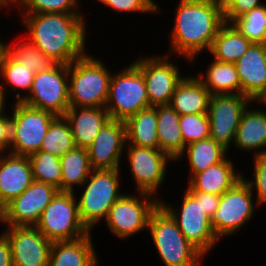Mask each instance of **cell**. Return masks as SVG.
<instances>
[{"label":"cell","mask_w":266,"mask_h":266,"mask_svg":"<svg viewBox=\"0 0 266 266\" xmlns=\"http://www.w3.org/2000/svg\"><path fill=\"white\" fill-rule=\"evenodd\" d=\"M36 181L56 187L61 191L62 164L60 158L39 150L28 156Z\"/></svg>","instance_id":"obj_35"},{"label":"cell","mask_w":266,"mask_h":266,"mask_svg":"<svg viewBox=\"0 0 266 266\" xmlns=\"http://www.w3.org/2000/svg\"><path fill=\"white\" fill-rule=\"evenodd\" d=\"M253 101L243 94L211 95L208 107L210 137L230 151L244 110Z\"/></svg>","instance_id":"obj_15"},{"label":"cell","mask_w":266,"mask_h":266,"mask_svg":"<svg viewBox=\"0 0 266 266\" xmlns=\"http://www.w3.org/2000/svg\"><path fill=\"white\" fill-rule=\"evenodd\" d=\"M252 42L233 24L224 23L213 40L210 53L214 60L235 63L248 50Z\"/></svg>","instance_id":"obj_30"},{"label":"cell","mask_w":266,"mask_h":266,"mask_svg":"<svg viewBox=\"0 0 266 266\" xmlns=\"http://www.w3.org/2000/svg\"><path fill=\"white\" fill-rule=\"evenodd\" d=\"M148 231L165 266H200L203 263L204 256L185 238L160 203L150 215Z\"/></svg>","instance_id":"obj_4"},{"label":"cell","mask_w":266,"mask_h":266,"mask_svg":"<svg viewBox=\"0 0 266 266\" xmlns=\"http://www.w3.org/2000/svg\"><path fill=\"white\" fill-rule=\"evenodd\" d=\"M170 31V52L194 63L210 50L219 28L225 23L222 0H179Z\"/></svg>","instance_id":"obj_2"},{"label":"cell","mask_w":266,"mask_h":266,"mask_svg":"<svg viewBox=\"0 0 266 266\" xmlns=\"http://www.w3.org/2000/svg\"><path fill=\"white\" fill-rule=\"evenodd\" d=\"M34 181L28 156L0 154V211Z\"/></svg>","instance_id":"obj_20"},{"label":"cell","mask_w":266,"mask_h":266,"mask_svg":"<svg viewBox=\"0 0 266 266\" xmlns=\"http://www.w3.org/2000/svg\"><path fill=\"white\" fill-rule=\"evenodd\" d=\"M12 104L9 152L29 156L40 150L47 129L57 116L21 101Z\"/></svg>","instance_id":"obj_9"},{"label":"cell","mask_w":266,"mask_h":266,"mask_svg":"<svg viewBox=\"0 0 266 266\" xmlns=\"http://www.w3.org/2000/svg\"><path fill=\"white\" fill-rule=\"evenodd\" d=\"M157 122V106L140 110L127 118L124 121L126 145L159 149Z\"/></svg>","instance_id":"obj_27"},{"label":"cell","mask_w":266,"mask_h":266,"mask_svg":"<svg viewBox=\"0 0 266 266\" xmlns=\"http://www.w3.org/2000/svg\"><path fill=\"white\" fill-rule=\"evenodd\" d=\"M81 0H12L10 7L20 9L22 14L63 13L84 14L79 10ZM13 5V6H12ZM23 10V11H22ZM25 11V12H24Z\"/></svg>","instance_id":"obj_36"},{"label":"cell","mask_w":266,"mask_h":266,"mask_svg":"<svg viewBox=\"0 0 266 266\" xmlns=\"http://www.w3.org/2000/svg\"><path fill=\"white\" fill-rule=\"evenodd\" d=\"M196 77L211 95L241 94V84L234 63L213 59L206 69V73L200 70Z\"/></svg>","instance_id":"obj_28"},{"label":"cell","mask_w":266,"mask_h":266,"mask_svg":"<svg viewBox=\"0 0 266 266\" xmlns=\"http://www.w3.org/2000/svg\"><path fill=\"white\" fill-rule=\"evenodd\" d=\"M114 72L110 79L105 109L110 119L125 121L140 110L150 107L146 83L143 73L134 63Z\"/></svg>","instance_id":"obj_6"},{"label":"cell","mask_w":266,"mask_h":266,"mask_svg":"<svg viewBox=\"0 0 266 266\" xmlns=\"http://www.w3.org/2000/svg\"><path fill=\"white\" fill-rule=\"evenodd\" d=\"M241 94L254 103L266 92V44L252 43L235 63Z\"/></svg>","instance_id":"obj_19"},{"label":"cell","mask_w":266,"mask_h":266,"mask_svg":"<svg viewBox=\"0 0 266 266\" xmlns=\"http://www.w3.org/2000/svg\"><path fill=\"white\" fill-rule=\"evenodd\" d=\"M3 49L17 62L25 64L33 73L49 70L57 63L44 54L39 48L28 40L20 41L16 45L3 41Z\"/></svg>","instance_id":"obj_34"},{"label":"cell","mask_w":266,"mask_h":266,"mask_svg":"<svg viewBox=\"0 0 266 266\" xmlns=\"http://www.w3.org/2000/svg\"><path fill=\"white\" fill-rule=\"evenodd\" d=\"M220 198L221 196L216 194L201 192V206L210 219H212L219 206Z\"/></svg>","instance_id":"obj_43"},{"label":"cell","mask_w":266,"mask_h":266,"mask_svg":"<svg viewBox=\"0 0 266 266\" xmlns=\"http://www.w3.org/2000/svg\"><path fill=\"white\" fill-rule=\"evenodd\" d=\"M229 151L211 137L192 142L184 148L180 156L175 160L181 161L187 155L189 165V178L196 173L207 169L209 166L221 162ZM182 158V159H181Z\"/></svg>","instance_id":"obj_29"},{"label":"cell","mask_w":266,"mask_h":266,"mask_svg":"<svg viewBox=\"0 0 266 266\" xmlns=\"http://www.w3.org/2000/svg\"><path fill=\"white\" fill-rule=\"evenodd\" d=\"M74 192L59 191L35 227L51 242L79 239L91 231L81 220Z\"/></svg>","instance_id":"obj_7"},{"label":"cell","mask_w":266,"mask_h":266,"mask_svg":"<svg viewBox=\"0 0 266 266\" xmlns=\"http://www.w3.org/2000/svg\"><path fill=\"white\" fill-rule=\"evenodd\" d=\"M180 130L185 145L210 137L208 113L180 116Z\"/></svg>","instance_id":"obj_38"},{"label":"cell","mask_w":266,"mask_h":266,"mask_svg":"<svg viewBox=\"0 0 266 266\" xmlns=\"http://www.w3.org/2000/svg\"><path fill=\"white\" fill-rule=\"evenodd\" d=\"M8 95L9 94L4 92V90L0 87V118L4 117L5 115H8V113L6 112V109H7L6 108L7 107V104H6L7 103V99L6 98L9 97Z\"/></svg>","instance_id":"obj_45"},{"label":"cell","mask_w":266,"mask_h":266,"mask_svg":"<svg viewBox=\"0 0 266 266\" xmlns=\"http://www.w3.org/2000/svg\"><path fill=\"white\" fill-rule=\"evenodd\" d=\"M222 5L224 22L232 24L236 19L263 3L260 0H222Z\"/></svg>","instance_id":"obj_41"},{"label":"cell","mask_w":266,"mask_h":266,"mask_svg":"<svg viewBox=\"0 0 266 266\" xmlns=\"http://www.w3.org/2000/svg\"><path fill=\"white\" fill-rule=\"evenodd\" d=\"M126 127L124 121L110 119L87 148L92 169H118L125 155Z\"/></svg>","instance_id":"obj_18"},{"label":"cell","mask_w":266,"mask_h":266,"mask_svg":"<svg viewBox=\"0 0 266 266\" xmlns=\"http://www.w3.org/2000/svg\"><path fill=\"white\" fill-rule=\"evenodd\" d=\"M69 122L75 147L87 149L100 129L110 120L105 107H69L64 115Z\"/></svg>","instance_id":"obj_22"},{"label":"cell","mask_w":266,"mask_h":266,"mask_svg":"<svg viewBox=\"0 0 266 266\" xmlns=\"http://www.w3.org/2000/svg\"><path fill=\"white\" fill-rule=\"evenodd\" d=\"M27 40L57 64H71L87 52V21L83 14H21ZM86 21V22H85Z\"/></svg>","instance_id":"obj_1"},{"label":"cell","mask_w":266,"mask_h":266,"mask_svg":"<svg viewBox=\"0 0 266 266\" xmlns=\"http://www.w3.org/2000/svg\"><path fill=\"white\" fill-rule=\"evenodd\" d=\"M161 198L137 192L124 193L110 208L105 223L109 231L124 240L148 230L149 218Z\"/></svg>","instance_id":"obj_10"},{"label":"cell","mask_w":266,"mask_h":266,"mask_svg":"<svg viewBox=\"0 0 266 266\" xmlns=\"http://www.w3.org/2000/svg\"><path fill=\"white\" fill-rule=\"evenodd\" d=\"M232 158L226 156L221 162L194 174L187 183L186 191H199L221 196L243 178L236 171Z\"/></svg>","instance_id":"obj_21"},{"label":"cell","mask_w":266,"mask_h":266,"mask_svg":"<svg viewBox=\"0 0 266 266\" xmlns=\"http://www.w3.org/2000/svg\"><path fill=\"white\" fill-rule=\"evenodd\" d=\"M10 114L0 118V154L9 153L10 148Z\"/></svg>","instance_id":"obj_42"},{"label":"cell","mask_w":266,"mask_h":266,"mask_svg":"<svg viewBox=\"0 0 266 266\" xmlns=\"http://www.w3.org/2000/svg\"><path fill=\"white\" fill-rule=\"evenodd\" d=\"M233 146L240 151L266 155V111L247 107L236 130Z\"/></svg>","instance_id":"obj_23"},{"label":"cell","mask_w":266,"mask_h":266,"mask_svg":"<svg viewBox=\"0 0 266 266\" xmlns=\"http://www.w3.org/2000/svg\"><path fill=\"white\" fill-rule=\"evenodd\" d=\"M10 2L8 0H0V9H4L5 8V11L6 9L9 11L11 9L10 7ZM9 8V9H8Z\"/></svg>","instance_id":"obj_46"},{"label":"cell","mask_w":266,"mask_h":266,"mask_svg":"<svg viewBox=\"0 0 266 266\" xmlns=\"http://www.w3.org/2000/svg\"><path fill=\"white\" fill-rule=\"evenodd\" d=\"M22 103L56 116H64L69 106L68 65L56 64L35 74L31 91Z\"/></svg>","instance_id":"obj_12"},{"label":"cell","mask_w":266,"mask_h":266,"mask_svg":"<svg viewBox=\"0 0 266 266\" xmlns=\"http://www.w3.org/2000/svg\"><path fill=\"white\" fill-rule=\"evenodd\" d=\"M120 169H93L83 183L77 199L79 214L84 225L92 232L94 226L106 219L110 208L125 193Z\"/></svg>","instance_id":"obj_5"},{"label":"cell","mask_w":266,"mask_h":266,"mask_svg":"<svg viewBox=\"0 0 266 266\" xmlns=\"http://www.w3.org/2000/svg\"><path fill=\"white\" fill-rule=\"evenodd\" d=\"M260 105H264L266 106V92L259 98V100L257 101Z\"/></svg>","instance_id":"obj_47"},{"label":"cell","mask_w":266,"mask_h":266,"mask_svg":"<svg viewBox=\"0 0 266 266\" xmlns=\"http://www.w3.org/2000/svg\"><path fill=\"white\" fill-rule=\"evenodd\" d=\"M170 55L166 53L161 56L157 53L132 61L143 73L150 107L169 105L175 88L185 77L178 65L171 62Z\"/></svg>","instance_id":"obj_14"},{"label":"cell","mask_w":266,"mask_h":266,"mask_svg":"<svg viewBox=\"0 0 266 266\" xmlns=\"http://www.w3.org/2000/svg\"><path fill=\"white\" fill-rule=\"evenodd\" d=\"M59 190L44 182L34 180L22 194L0 211V223L6 226H35L45 207Z\"/></svg>","instance_id":"obj_16"},{"label":"cell","mask_w":266,"mask_h":266,"mask_svg":"<svg viewBox=\"0 0 266 266\" xmlns=\"http://www.w3.org/2000/svg\"><path fill=\"white\" fill-rule=\"evenodd\" d=\"M2 232L11 244L13 266H49L53 242L35 226H7Z\"/></svg>","instance_id":"obj_17"},{"label":"cell","mask_w":266,"mask_h":266,"mask_svg":"<svg viewBox=\"0 0 266 266\" xmlns=\"http://www.w3.org/2000/svg\"><path fill=\"white\" fill-rule=\"evenodd\" d=\"M75 148L72 130L64 116H57L49 125L40 150L60 158Z\"/></svg>","instance_id":"obj_33"},{"label":"cell","mask_w":266,"mask_h":266,"mask_svg":"<svg viewBox=\"0 0 266 266\" xmlns=\"http://www.w3.org/2000/svg\"><path fill=\"white\" fill-rule=\"evenodd\" d=\"M125 150L127 165L136 185L134 189L158 198V191L165 182V175L169 170V161H175L160 149L126 145Z\"/></svg>","instance_id":"obj_13"},{"label":"cell","mask_w":266,"mask_h":266,"mask_svg":"<svg viewBox=\"0 0 266 266\" xmlns=\"http://www.w3.org/2000/svg\"><path fill=\"white\" fill-rule=\"evenodd\" d=\"M252 43L266 44V4L251 11L232 23Z\"/></svg>","instance_id":"obj_37"},{"label":"cell","mask_w":266,"mask_h":266,"mask_svg":"<svg viewBox=\"0 0 266 266\" xmlns=\"http://www.w3.org/2000/svg\"><path fill=\"white\" fill-rule=\"evenodd\" d=\"M35 77V73H33L32 69H28L25 64H20L16 60H14L4 49L0 54V78L1 81L3 79L4 83H0V87L5 91L6 87L3 85H7L11 87L10 89L15 91H22L27 93H23L25 95H21L20 92L13 96L16 98V102L21 101L26 95L31 91L33 80Z\"/></svg>","instance_id":"obj_31"},{"label":"cell","mask_w":266,"mask_h":266,"mask_svg":"<svg viewBox=\"0 0 266 266\" xmlns=\"http://www.w3.org/2000/svg\"><path fill=\"white\" fill-rule=\"evenodd\" d=\"M106 8H111L116 12H125L126 13H150V14H159L160 9L158 3L154 0H95Z\"/></svg>","instance_id":"obj_39"},{"label":"cell","mask_w":266,"mask_h":266,"mask_svg":"<svg viewBox=\"0 0 266 266\" xmlns=\"http://www.w3.org/2000/svg\"><path fill=\"white\" fill-rule=\"evenodd\" d=\"M2 50H3V42L0 39V54H1Z\"/></svg>","instance_id":"obj_48"},{"label":"cell","mask_w":266,"mask_h":266,"mask_svg":"<svg viewBox=\"0 0 266 266\" xmlns=\"http://www.w3.org/2000/svg\"><path fill=\"white\" fill-rule=\"evenodd\" d=\"M0 266H13L11 244L3 232L0 233Z\"/></svg>","instance_id":"obj_44"},{"label":"cell","mask_w":266,"mask_h":266,"mask_svg":"<svg viewBox=\"0 0 266 266\" xmlns=\"http://www.w3.org/2000/svg\"><path fill=\"white\" fill-rule=\"evenodd\" d=\"M211 93L196 75H185L175 88L170 106L180 115L208 113Z\"/></svg>","instance_id":"obj_25"},{"label":"cell","mask_w":266,"mask_h":266,"mask_svg":"<svg viewBox=\"0 0 266 266\" xmlns=\"http://www.w3.org/2000/svg\"><path fill=\"white\" fill-rule=\"evenodd\" d=\"M157 118L159 149L175 161L186 147L180 130V115L170 105H157Z\"/></svg>","instance_id":"obj_26"},{"label":"cell","mask_w":266,"mask_h":266,"mask_svg":"<svg viewBox=\"0 0 266 266\" xmlns=\"http://www.w3.org/2000/svg\"><path fill=\"white\" fill-rule=\"evenodd\" d=\"M253 161L254 175L249 180L243 175L245 181L250 185L253 194L256 196V204L261 206L266 204V155H255ZM254 190L255 193H254Z\"/></svg>","instance_id":"obj_40"},{"label":"cell","mask_w":266,"mask_h":266,"mask_svg":"<svg viewBox=\"0 0 266 266\" xmlns=\"http://www.w3.org/2000/svg\"><path fill=\"white\" fill-rule=\"evenodd\" d=\"M62 164L61 191L74 192L92 172L87 149L75 147L60 157ZM76 186V187H75Z\"/></svg>","instance_id":"obj_32"},{"label":"cell","mask_w":266,"mask_h":266,"mask_svg":"<svg viewBox=\"0 0 266 266\" xmlns=\"http://www.w3.org/2000/svg\"><path fill=\"white\" fill-rule=\"evenodd\" d=\"M91 234L76 240L53 242L49 266H99Z\"/></svg>","instance_id":"obj_24"},{"label":"cell","mask_w":266,"mask_h":266,"mask_svg":"<svg viewBox=\"0 0 266 266\" xmlns=\"http://www.w3.org/2000/svg\"><path fill=\"white\" fill-rule=\"evenodd\" d=\"M253 196L244 178L221 195L219 206L211 219L213 231L220 241L224 236H233L253 219L257 207Z\"/></svg>","instance_id":"obj_11"},{"label":"cell","mask_w":266,"mask_h":266,"mask_svg":"<svg viewBox=\"0 0 266 266\" xmlns=\"http://www.w3.org/2000/svg\"><path fill=\"white\" fill-rule=\"evenodd\" d=\"M181 209L160 199V204L169 212L185 238L204 256L208 255L220 240L211 226V219L201 206V192L184 191ZM168 203V204H167ZM175 207V208H174Z\"/></svg>","instance_id":"obj_8"},{"label":"cell","mask_w":266,"mask_h":266,"mask_svg":"<svg viewBox=\"0 0 266 266\" xmlns=\"http://www.w3.org/2000/svg\"><path fill=\"white\" fill-rule=\"evenodd\" d=\"M110 73L102 60L86 53L68 65L69 106L105 107Z\"/></svg>","instance_id":"obj_3"}]
</instances>
